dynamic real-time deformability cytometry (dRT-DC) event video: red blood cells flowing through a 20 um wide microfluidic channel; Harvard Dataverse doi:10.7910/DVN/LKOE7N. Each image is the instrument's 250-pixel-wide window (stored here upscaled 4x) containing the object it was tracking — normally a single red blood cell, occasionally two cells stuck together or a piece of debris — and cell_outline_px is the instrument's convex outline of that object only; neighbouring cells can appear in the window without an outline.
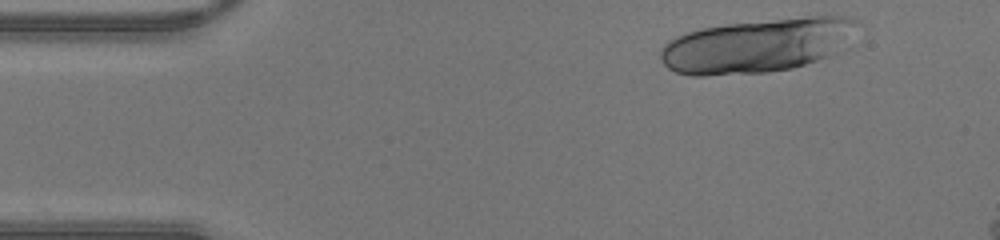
{"species": "human", "species_latin": "Homo sapiens", "temperature_condition": "warm", "stored_images_in_passage": 40, "segment_of_instrument_passage": [1, 2], "camera_frame_rate_fps": 3000, "um_per_image_px": 0.085, "donor": {"sex": "male"}, "frame": {"image": 1, "passage_image": 1, "time_ms": 0.0, "image_size_px": [1000, 240], "cell_outline_px": [[856, 20], [828, 56], [792, 68], [768, 72], [704, 76], [692, 76], [676, 72], [668, 68], [660, 60], [660, 48], [668, 40], [676, 36], [700, 28], [728, 24], [808, 16], [848, 16]], "centroid_in_image_um": [64.13, 3.89], "position_along_channel_um": 20.9, "area_um2": 60.29}}